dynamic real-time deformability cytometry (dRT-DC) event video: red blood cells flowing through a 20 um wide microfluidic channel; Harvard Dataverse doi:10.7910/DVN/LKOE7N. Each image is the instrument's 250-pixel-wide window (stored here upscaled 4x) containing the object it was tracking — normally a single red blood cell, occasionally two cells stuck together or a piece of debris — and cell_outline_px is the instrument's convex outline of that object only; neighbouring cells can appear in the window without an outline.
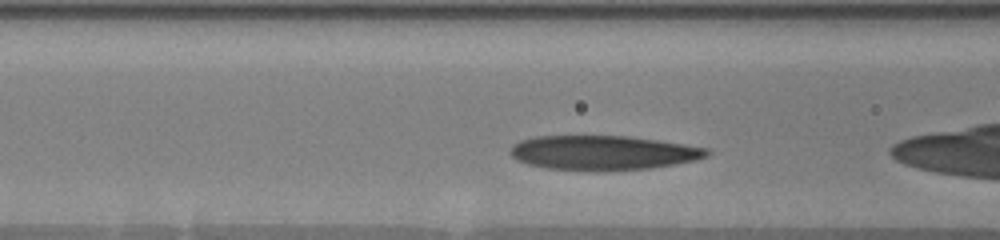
{"species": "human", "species_latin": "Homo sapiens", "temperature_condition": "warm", "stored_images_in_passage": 27, "camera_frame_rate_fps": 3000, "um_per_image_px": 0.085, "donor": {"sex": "male"}, "frame": {"image": 1, "passage_image": 4, "time_ms": 1.0, "image_size_px": [1000, 240], "cell_outline_px": [[712, 152], [708, 156], [696, 160], [652, 168], [604, 172], [596, 172], [548, 168], [528, 164], [516, 160], [508, 152], [512, 144], [520, 140], [536, 136], [628, 136], [684, 144], [708, 148]], "centroid_in_image_um": [51.25, 13.0], "position_along_channel_um": 115.4, "area_um2": 40.06}}
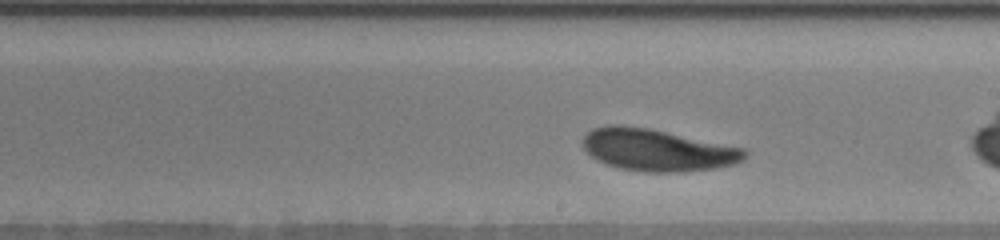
{"frame": {"image": 2, "passage_image": 15, "time_ms": 4.333, "image_size_px": [1000, 240], "cell_outline_px": [[748, 152], [744, 160], [732, 164], [712, 168], [684, 172], [644, 172], [620, 168], [596, 160], [580, 144], [584, 136], [592, 128], [604, 124], [620, 124], [648, 128], [744, 148]], "centroid_in_image_um": [55.83, 12.74], "position_along_channel_um": 233.2, "area_um2": 39.65}}
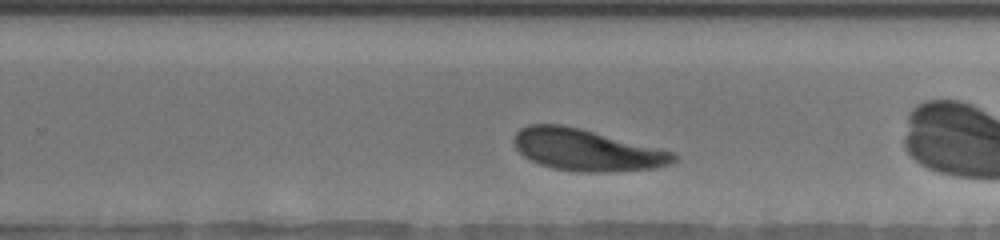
{"frame": {"image": 3, "passage_image": 19, "time_ms": 5.667, "image_size_px": [1000, 240], "cell_outline_px": [[676, 160], [668, 164], [656, 168], [604, 172], [580, 172], [552, 168], [540, 164], [524, 156], [516, 148], [512, 140], [516, 132], [520, 128], [528, 124], [560, 124], [580, 128], [672, 152], [676, 156]], "centroid_in_image_um": [49.79, 12.74], "position_along_channel_um": 280.0, "area_um2": 38.32}, "authors_computed_cell_mechanics": {"area_um2": 39.7086, "velocity_mm_per_s": 3.5325, "shape_relaxation_time_tau1_ms": 2.3907, "shape_relaxation_time_tau2_ms": 4.7816, "deformation_change_tau1": 0.1273, "deformation_change_tau2": 0.1186}}